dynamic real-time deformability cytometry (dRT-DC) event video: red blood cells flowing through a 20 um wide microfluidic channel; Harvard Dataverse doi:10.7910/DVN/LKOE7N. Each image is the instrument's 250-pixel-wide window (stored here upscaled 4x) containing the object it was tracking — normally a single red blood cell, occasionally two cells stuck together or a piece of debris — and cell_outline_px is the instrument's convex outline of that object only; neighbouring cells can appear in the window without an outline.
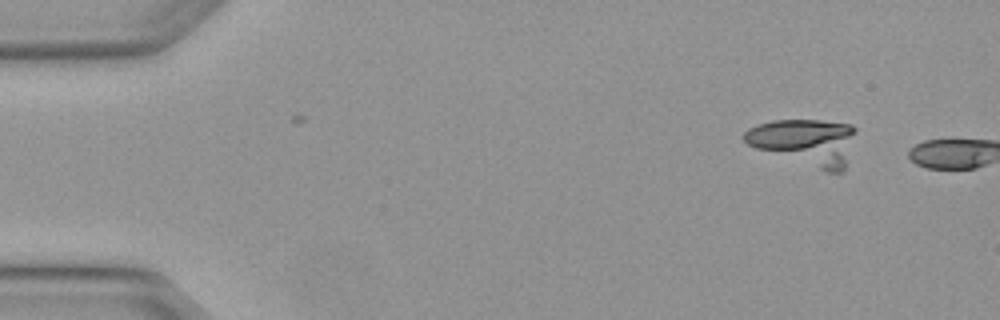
{"species": "Egyptian fruit bat (a non-hibernating species)", "species_latin": "Rousettus aegyptiacus", "temperature_condition": "warm", "stored_images_in_passage": 3, "camera_frame_rate_fps": 3000, "um_per_image_px": 0.085, "animal": {"sex": "female"}, "frame": {"image": 1, "passage_image": 2, "time_ms": 0.333, "image_size_px": [1000, 320], "cell_outline_px": [[856, 132], [844, 172], [828, 172], [756, 148], [748, 144], [744, 140], [744, 132], [748, 128], [772, 120], [820, 120], [852, 124], [856, 128]], "centroid_in_image_um": [68.48, 12.06], "position_along_channel_um": 16.5, "area_um2": 30.11}}